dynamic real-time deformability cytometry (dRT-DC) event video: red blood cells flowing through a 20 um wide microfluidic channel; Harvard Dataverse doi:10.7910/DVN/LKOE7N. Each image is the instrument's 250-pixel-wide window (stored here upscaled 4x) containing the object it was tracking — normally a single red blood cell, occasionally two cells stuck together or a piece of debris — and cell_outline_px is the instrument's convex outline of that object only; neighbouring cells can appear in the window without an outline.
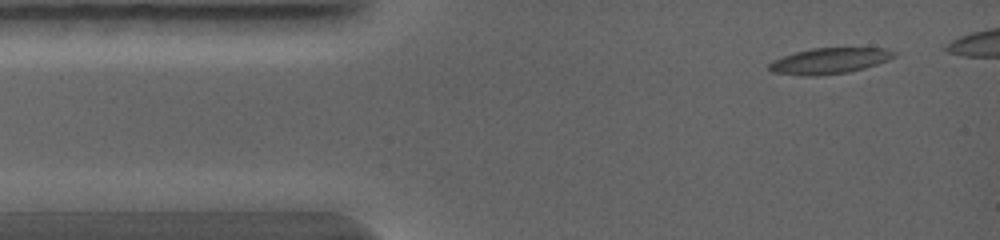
{"species": "common noctule bat (a hibernating species)", "species_latin": "Nyctalus noctula", "temperature_condition": "warm", "stored_images_in_passage": 6, "camera_frame_rate_fps": 5000, "um_per_image_px": 0.085, "animal": {"sex": "female", "body_mass_g": 19.0, "forearm_length_mm": 56.7}, "frame": {"image": 1, "passage_image": 2, "time_ms": 0.4, "image_size_px": [1000, 240], "cell_outline_px": [[896, 56], [888, 60], [864, 68], [848, 72], [816, 76], [804, 76], [772, 72], [768, 68], [768, 64], [772, 60], [796, 52], [812, 48], [884, 48], [896, 52]], "centroid_in_image_um": [70.49, 5.17], "position_along_channel_um": 14.5, "area_um2": 18.79}}